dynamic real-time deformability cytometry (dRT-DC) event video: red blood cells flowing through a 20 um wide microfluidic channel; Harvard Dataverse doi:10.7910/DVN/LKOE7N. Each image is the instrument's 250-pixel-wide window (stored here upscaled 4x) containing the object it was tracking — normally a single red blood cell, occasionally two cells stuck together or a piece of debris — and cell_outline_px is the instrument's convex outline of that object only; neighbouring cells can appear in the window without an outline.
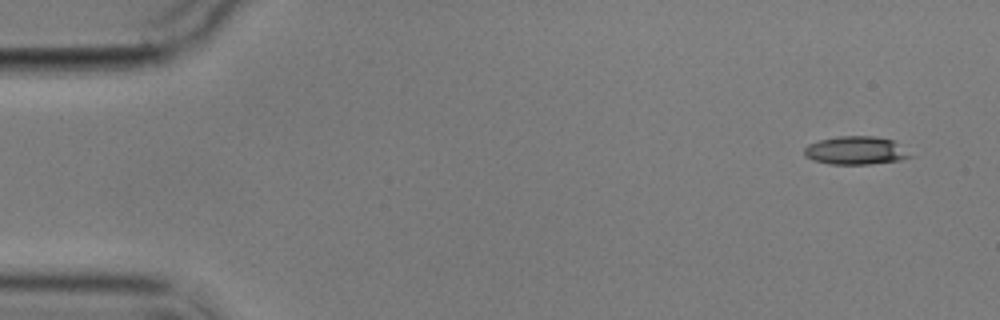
{"species": "common noctule bat (a hibernating species)", "species_latin": "Nyctalus noctula", "temperature_condition": "cold", "stored_images_in_passage": 5, "camera_frame_rate_fps": 3000, "um_per_image_px": 0.085, "animal": {"sex": "male", "body_mass_g": 17.9}, "frame": {"image": 1, "passage_image": 1, "time_ms": 0.0, "image_size_px": [1000, 320], "cell_outline_px": [[916, 156], [900, 160], [868, 164], [828, 164], [812, 160], [804, 156], [804, 148], [808, 144], [820, 140], [836, 136], [876, 136], [892, 140]], "centroid_in_image_um": [72.74, 12.79], "position_along_channel_um": 12.3, "area_um2": 17.57}}
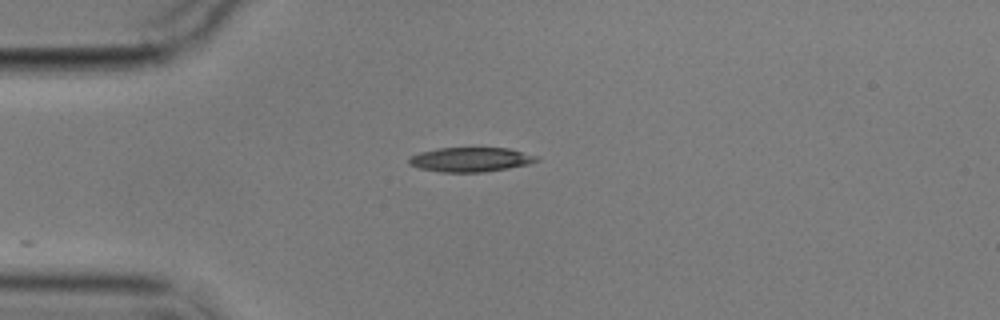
{"frame": {"image": 2, "passage_image": 4, "time_ms": 3.667, "image_size_px": [1000, 320], "cell_outline_px": [[540, 160], [528, 164], [508, 168], [484, 172], [440, 172], [420, 168], [408, 164], [408, 156], [420, 152], [436, 148], [508, 148], [540, 156]], "centroid_in_image_um": [39.99, 13.56], "position_along_channel_um": 45.0, "area_um2": 18.32}}